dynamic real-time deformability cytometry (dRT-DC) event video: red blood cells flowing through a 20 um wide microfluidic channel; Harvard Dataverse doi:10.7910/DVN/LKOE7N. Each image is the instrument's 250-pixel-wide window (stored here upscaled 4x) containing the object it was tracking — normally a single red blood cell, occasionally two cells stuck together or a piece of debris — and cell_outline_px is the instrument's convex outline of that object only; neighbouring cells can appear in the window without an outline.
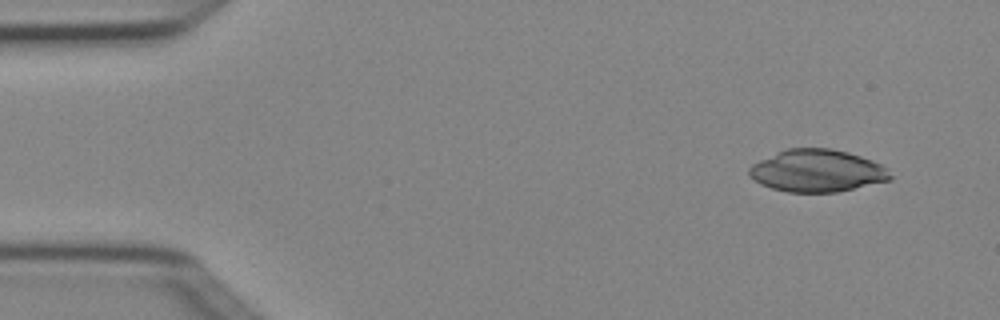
{"species": "Egyptian fruit bat (a non-hibernating species)", "species_latin": "Rousettus aegyptiacus", "temperature_condition": "cold", "stored_images_in_passage": 3, "camera_frame_rate_fps": 3000, "um_per_image_px": 0.085, "animal": {"sex": "female"}, "frame": {"image": 1, "passage_image": 1, "time_ms": 0.0, "image_size_px": [1000, 320], "cell_outline_px": [[892, 180], [836, 192], [788, 192], [772, 188], [760, 184], [748, 176], [748, 168], [752, 164], [760, 160], [788, 148], [832, 148], [848, 152], [872, 160], [888, 168], [892, 176]], "centroid_in_image_um": [69.47, 14.52], "position_along_channel_um": 15.5, "area_um2": 34.85}}